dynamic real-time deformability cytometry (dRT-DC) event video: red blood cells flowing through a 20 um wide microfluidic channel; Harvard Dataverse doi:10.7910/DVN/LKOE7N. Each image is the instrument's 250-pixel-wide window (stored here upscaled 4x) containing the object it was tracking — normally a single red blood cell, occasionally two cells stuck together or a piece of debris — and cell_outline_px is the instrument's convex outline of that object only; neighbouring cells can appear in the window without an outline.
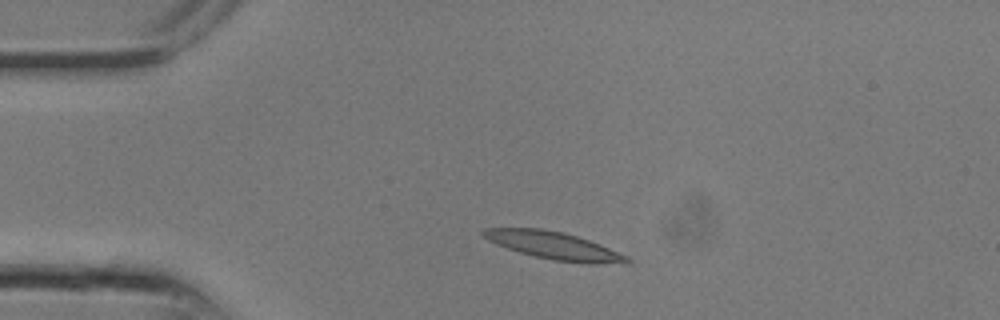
{"species": "common noctule bat (a hibernating species)", "species_latin": "Nyctalus noctula", "temperature_condition": "room temperature", "stored_images_in_passage": 11, "camera_frame_rate_fps": 3000, "um_per_image_px": 0.085, "animal": {"sex": "male", "body_mass_g": 13.3}, "frame": {"image": 1, "passage_image": 1, "time_ms": 0.0, "image_size_px": [1000, 320], "cell_outline_px": [[632, 260], [628, 264], [588, 264], [552, 260], [520, 252], [496, 244], [488, 240], [480, 232], [484, 228], [540, 228], [564, 232], [600, 244], [628, 256]], "centroid_in_image_um": [47.14, 20.89], "position_along_channel_um": 37.9, "area_um2": 23.12}}
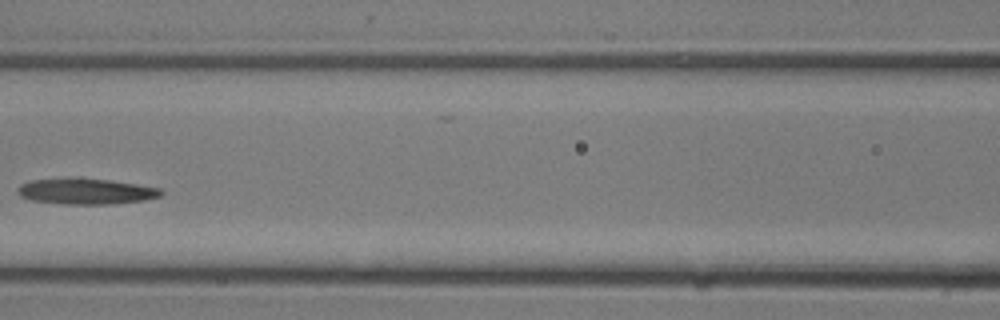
{"frame": {"image": 2, "passage_image": 7, "time_ms": 2.0, "image_size_px": [1000, 320], "cell_outline_px": [[164, 192], [160, 196], [144, 200], [112, 204], [64, 204], [32, 200], [20, 196], [16, 192], [16, 188], [20, 184], [32, 180], [108, 180], [136, 184], [160, 188]], "centroid_in_image_um": [7.32, 16.3], "position_along_channel_um": 159.3, "area_um2": 20.87}}
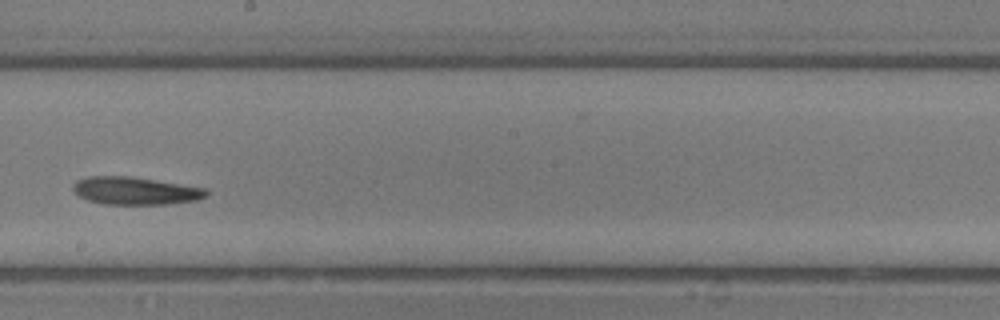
{"frame": {"image": 3, "passage_image": 10, "time_ms": 3.0, "image_size_px": [1000, 320], "cell_outline_px": [[208, 196], [196, 200], [168, 204], [104, 204], [88, 200], [80, 196], [72, 188], [72, 184], [76, 180], [88, 176], [128, 176], [156, 180], [208, 188]], "centroid_in_image_um": [11.52, 16.21], "position_along_channel_um": 236.7, "area_um2": 21.56}}